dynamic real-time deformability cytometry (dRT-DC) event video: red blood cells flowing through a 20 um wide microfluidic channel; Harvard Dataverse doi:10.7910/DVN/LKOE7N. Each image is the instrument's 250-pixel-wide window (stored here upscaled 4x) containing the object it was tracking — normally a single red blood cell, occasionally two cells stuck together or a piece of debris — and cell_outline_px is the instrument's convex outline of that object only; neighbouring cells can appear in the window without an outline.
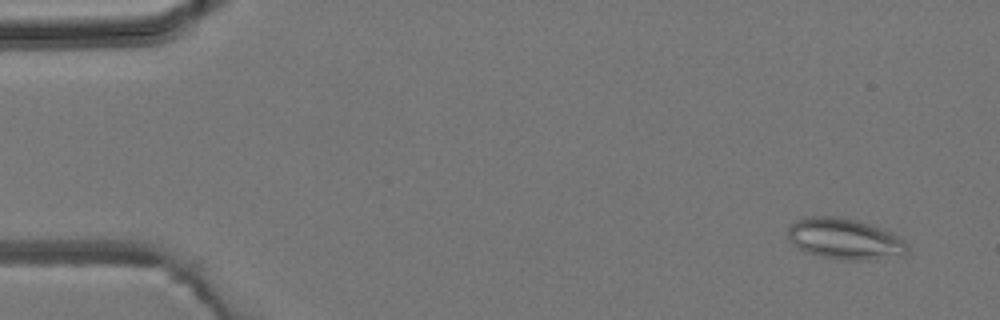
{"species": "common noctule bat (a hibernating species)", "species_latin": "Nyctalus noctula", "temperature_condition": "room temperature", "stored_images_in_passage": 4, "camera_frame_rate_fps": 3000, "um_per_image_px": 0.085, "animal": {"sex": "male", "body_mass_g": 19.2, "forearm_length_mm": 51.8}, "frame": {"image": 1, "passage_image": 1, "time_ms": 0.0, "image_size_px": [1000, 320], "cell_outline_px": [[908, 252], [904, 256], [864, 260], [848, 260], [820, 256], [808, 252], [792, 244], [788, 236], [788, 228], [796, 220], [812, 216], [836, 216], [856, 220], [872, 224], [884, 228], [900, 236], [908, 244]], "centroid_in_image_um": [71.87, 20.3], "position_along_channel_um": 13.1, "area_um2": 28.73}}